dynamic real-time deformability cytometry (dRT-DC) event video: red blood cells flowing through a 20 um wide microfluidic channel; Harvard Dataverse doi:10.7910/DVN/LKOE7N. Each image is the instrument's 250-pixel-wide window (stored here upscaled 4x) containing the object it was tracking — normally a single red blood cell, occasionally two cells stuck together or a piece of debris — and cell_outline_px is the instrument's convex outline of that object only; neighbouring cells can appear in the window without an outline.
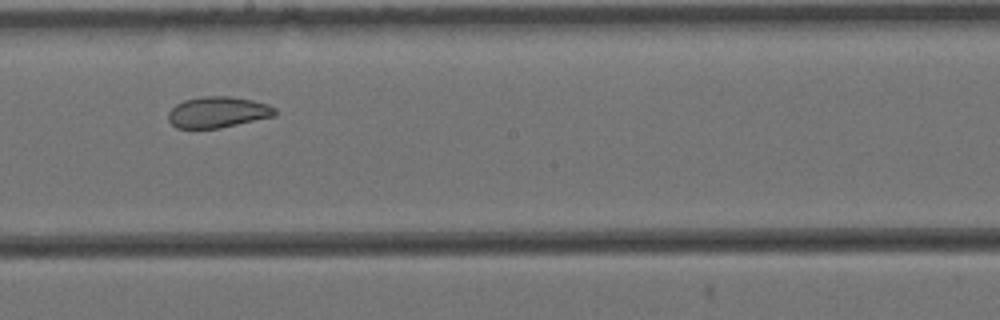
{"species": "Egyptian fruit bat (a non-hibernating species)", "species_latin": "Rousettus aegyptiacus", "temperature_condition": "cold", "stored_images_in_passage": 14, "camera_frame_rate_fps": 3000, "um_per_image_px": 0.085, "animal": {"sex": "female"}, "frame": {"image": 1, "passage_image": 7, "time_ms": 2.0, "image_size_px": [1000, 320], "cell_outline_px": [[276, 112], [272, 116], [220, 128], [176, 128], [168, 120], [168, 112], [176, 104], [184, 100], [204, 96], [228, 96], [252, 100], [268, 104], [276, 108]], "centroid_in_image_um": [18.48, 9.53], "position_along_channel_um": 229.7, "area_um2": 19.13}}
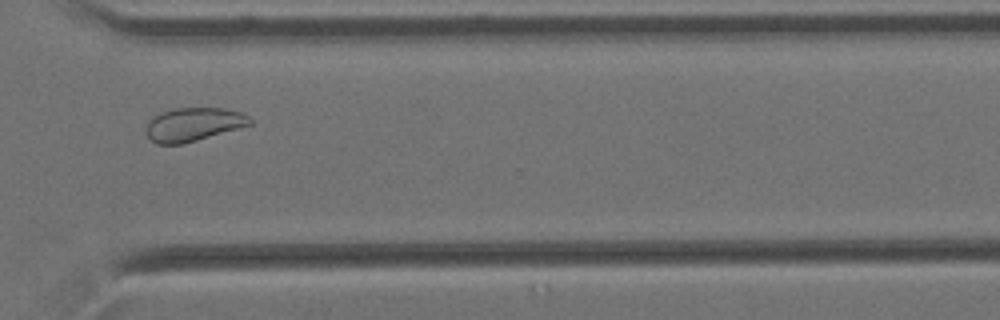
{"frame": {"image": 2, "passage_image": 10, "time_ms": 3.0, "image_size_px": [1000, 320], "cell_outline_px": [[252, 124], [184, 144], [156, 144], [148, 136], [148, 120], [152, 116], [160, 112], [176, 108], [224, 108], [240, 112], [248, 116], [252, 120]], "centroid_in_image_um": [16.44, 10.57], "position_along_channel_um": 354.2, "area_um2": 20.17}}
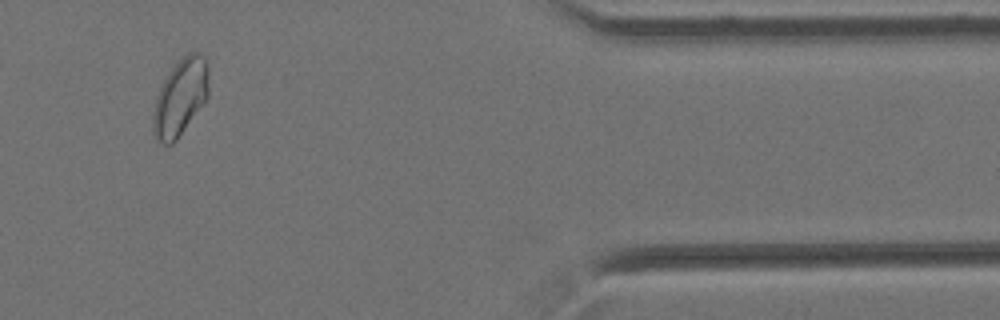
{"frame": {"image": 3, "passage_image": 12, "time_ms": 3.667, "image_size_px": [1000, 320], "cell_outline_px": [[208, 96], [176, 140], [172, 144], [164, 144], [156, 140], [152, 136], [152, 112], [156, 96], [160, 84], [172, 68], [188, 52], [200, 52], [204, 56], [208, 68]], "centroid_in_image_um": [15.29, 8.28], "position_along_channel_um": 396.1, "area_um2": 24.91}}